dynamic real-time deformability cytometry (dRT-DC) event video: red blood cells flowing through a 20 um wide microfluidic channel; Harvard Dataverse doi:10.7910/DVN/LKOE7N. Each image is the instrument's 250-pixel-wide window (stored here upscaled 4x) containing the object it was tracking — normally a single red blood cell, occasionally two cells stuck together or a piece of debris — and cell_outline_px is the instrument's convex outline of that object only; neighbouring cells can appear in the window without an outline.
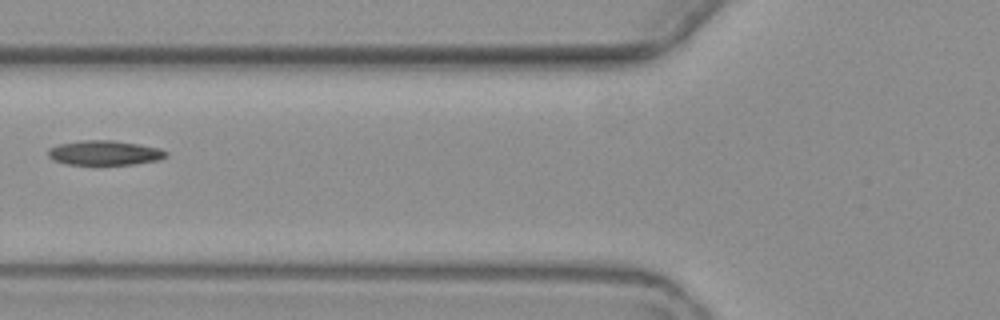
{"species": "common noctule bat (a hibernating species)", "species_latin": "Nyctalus noctula", "temperature_condition": "warm", "stored_images_in_passage": 7, "camera_frame_rate_fps": 3000, "um_per_image_px": 0.085, "animal": {"sex": "female", "body_mass_g": 19.3, "forearm_length_mm": 54.1}, "frame": {"image": 1, "passage_image": 7, "time_ms": 8.0, "image_size_px": [1000, 320], "cell_outline_px": [[168, 156], [156, 160], [132, 164], [64, 164], [52, 160], [48, 156], [48, 148], [60, 144], [80, 140], [112, 140], [140, 144], [160, 148], [168, 152]], "centroid_in_image_um": [8.87, 12.98], "position_along_channel_um": 116.9, "area_um2": 16.94}}